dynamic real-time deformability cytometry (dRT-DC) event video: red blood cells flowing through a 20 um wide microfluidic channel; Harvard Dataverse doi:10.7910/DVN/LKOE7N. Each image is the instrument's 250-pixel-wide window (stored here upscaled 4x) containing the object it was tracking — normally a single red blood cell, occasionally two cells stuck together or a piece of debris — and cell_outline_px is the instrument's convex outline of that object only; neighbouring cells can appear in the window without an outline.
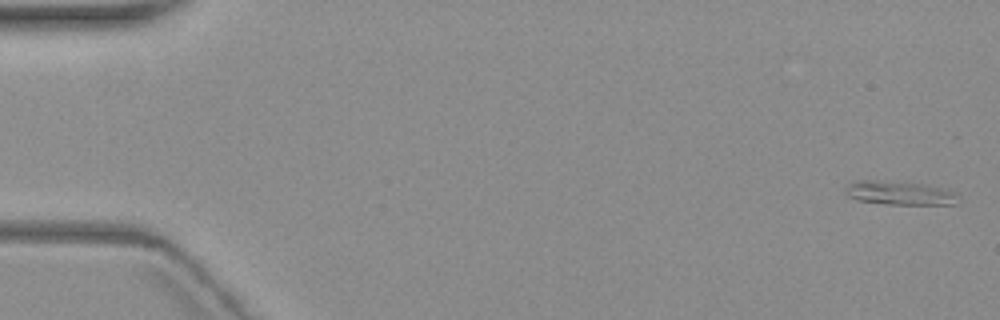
{"species": "common noctule bat (a hibernating species)", "species_latin": "Nyctalus noctula", "temperature_condition": "warm", "stored_images_in_passage": 5, "camera_frame_rate_fps": 3000, "um_per_image_px": 0.085, "animal": {"sex": "female", "body_mass_g": 19.3, "forearm_length_mm": 54.1}, "frame": {"image": 1, "passage_image": 1, "time_ms": 0.0, "image_size_px": [1000, 320], "cell_outline_px": [[960, 196], [956, 204], [888, 204], [856, 200], [848, 196], [844, 192], [844, 188], [852, 180], [900, 180], [948, 188], [956, 192]], "centroid_in_image_um": [76.48, 16.37], "position_along_channel_um": 8.5, "area_um2": 16.3}}
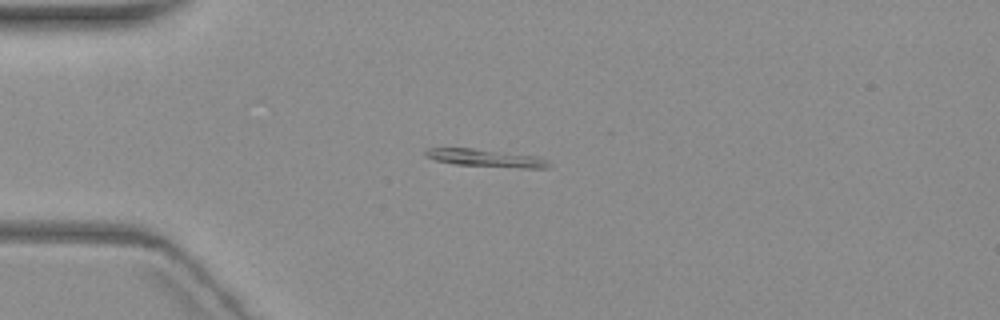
{"frame": {"image": 2, "passage_image": 5, "time_ms": 4.667, "image_size_px": [1000, 320], "cell_outline_px": [[552, 164], [548, 168], [524, 168], [456, 164], [436, 160], [424, 156], [424, 148], [472, 148], [536, 156], [548, 160]], "centroid_in_image_um": [41.29, 13.43], "position_along_channel_um": 43.7, "area_um2": 12.6}}